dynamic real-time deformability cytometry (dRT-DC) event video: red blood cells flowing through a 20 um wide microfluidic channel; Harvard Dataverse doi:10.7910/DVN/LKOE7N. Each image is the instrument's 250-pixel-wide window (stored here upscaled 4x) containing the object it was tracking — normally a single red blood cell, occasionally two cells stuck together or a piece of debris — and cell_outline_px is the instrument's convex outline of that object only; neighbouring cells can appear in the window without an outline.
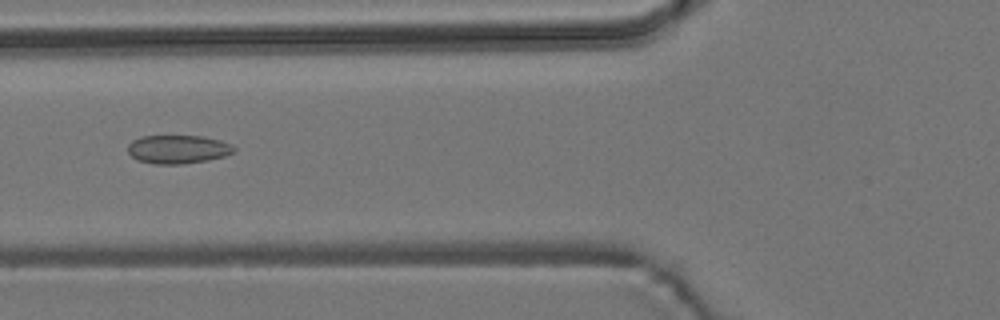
{"species": "common noctule bat (a hibernating species)", "species_latin": "Nyctalus noctula", "temperature_condition": "room temperature", "stored_images_in_passage": 8, "camera_frame_rate_fps": 3000, "um_per_image_px": 0.085, "animal": {"sex": "male", "body_mass_g": 19.2, "forearm_length_mm": 51.8}, "frame": {"image": 1, "passage_image": 6, "time_ms": 6.667, "image_size_px": [1000, 320], "cell_outline_px": [[236, 152], [224, 156], [208, 160], [184, 164], [156, 164], [136, 160], [128, 152], [128, 144], [132, 140], [140, 136], [204, 136], [220, 140], [232, 144], [236, 148]], "centroid_in_image_um": [15.14, 12.69], "position_along_channel_um": 110.7, "area_um2": 17.86}}
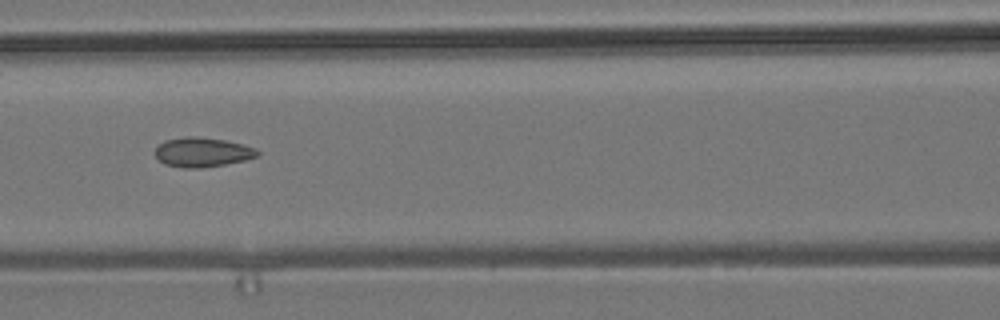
{"frame": {"image": 2, "passage_image": 7, "time_ms": 7.667, "image_size_px": [1000, 320], "cell_outline_px": [[260, 156], [244, 160], [224, 164], [200, 168], [184, 168], [164, 164], [156, 156], [156, 148], [164, 140], [184, 136], [196, 136], [224, 140], [244, 144], [256, 148], [260, 152]], "centroid_in_image_um": [17.22, 12.93], "position_along_channel_um": 149.4, "area_um2": 17.63}}
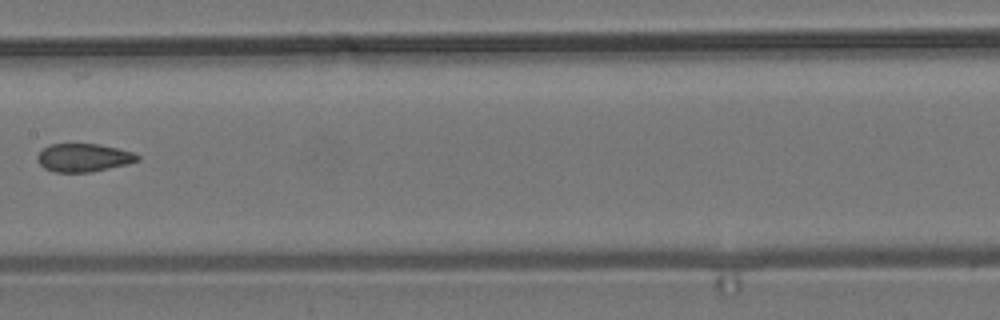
{"frame": {"image": 3, "passage_image": 8, "time_ms": 9.0, "image_size_px": [1000, 320], "cell_outline_px": [[140, 160], [128, 164], [88, 172], [56, 172], [44, 168], [36, 160], [36, 156], [48, 144], [96, 144], [136, 152], [140, 156]], "centroid_in_image_um": [7.11, 13.4], "position_along_channel_um": 200.3, "area_um2": 16.42}}